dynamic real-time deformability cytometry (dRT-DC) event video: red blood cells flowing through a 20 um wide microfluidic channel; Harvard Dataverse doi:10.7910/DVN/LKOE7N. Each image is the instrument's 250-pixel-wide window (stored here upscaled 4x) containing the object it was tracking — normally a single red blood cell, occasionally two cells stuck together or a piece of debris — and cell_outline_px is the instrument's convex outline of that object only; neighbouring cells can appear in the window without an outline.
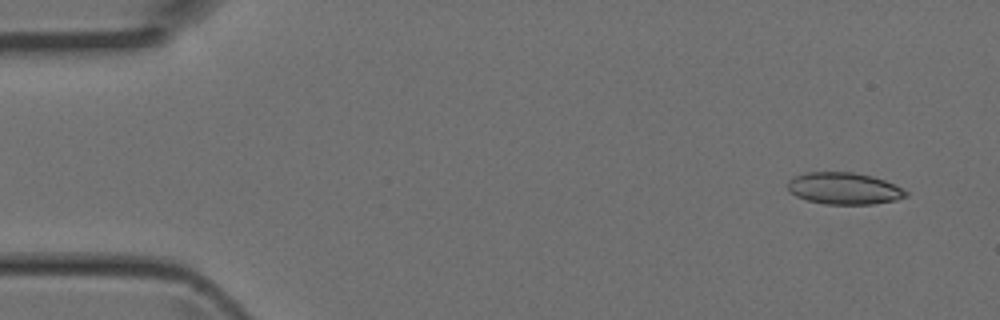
{"species": "Egyptian fruit bat (a non-hibernating species)", "species_latin": "Rousettus aegyptiacus", "temperature_condition": "room temperature", "stored_images_in_passage": 3, "camera_frame_rate_fps": 3000, "um_per_image_px": 0.085, "animal": {"sex": "female"}, "frame": {"image": 1, "passage_image": 1, "time_ms": 0.0, "image_size_px": [1000, 320], "cell_outline_px": [[908, 196], [896, 200], [872, 204], [824, 204], [808, 200], [796, 196], [788, 188], [788, 180], [792, 176], [804, 172], [852, 172], [872, 176], [884, 180], [908, 192]], "centroid_in_image_um": [71.72, 16.01], "position_along_channel_um": 13.3, "area_um2": 21.85}}
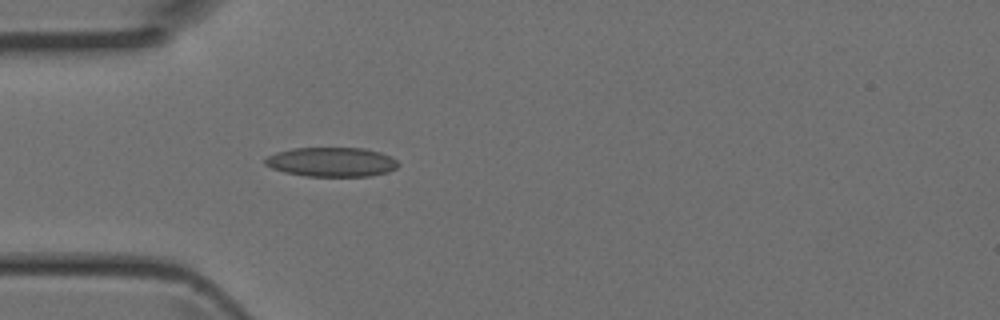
{"frame": {"image": 2, "passage_image": 3, "time_ms": 0.667, "image_size_px": [1000, 320], "cell_outline_px": [[400, 164], [396, 168], [388, 172], [372, 176], [304, 176], [284, 172], [272, 168], [264, 164], [264, 160], [268, 156], [276, 152], [292, 148], [364, 148], [380, 152], [392, 156]], "centroid_in_image_um": [28.2, 13.77], "position_along_channel_um": 56.8, "area_um2": 22.95}}